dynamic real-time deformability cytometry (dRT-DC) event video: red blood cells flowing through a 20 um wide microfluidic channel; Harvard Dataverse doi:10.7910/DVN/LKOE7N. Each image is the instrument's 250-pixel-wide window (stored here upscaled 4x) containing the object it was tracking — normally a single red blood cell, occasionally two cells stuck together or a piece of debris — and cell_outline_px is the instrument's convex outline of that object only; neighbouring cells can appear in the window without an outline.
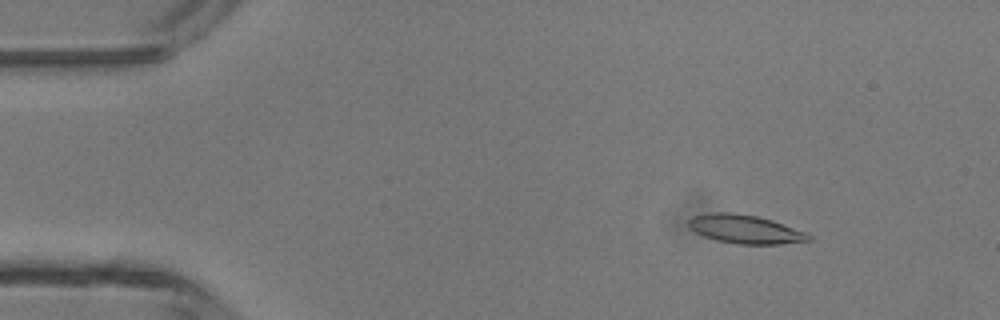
{"species": "common noctule bat (a hibernating species)", "species_latin": "Nyctalus noctula", "temperature_condition": "room temperature", "stored_images_in_passage": 46, "camera_frame_rate_fps": 3000, "um_per_image_px": 0.085, "animal": {"sex": "male", "body_mass_g": 13.3}, "frame": {"image": 1, "passage_image": 5, "time_ms": 1.333, "image_size_px": [1000, 320], "cell_outline_px": [[812, 240], [780, 244], [740, 244], [716, 240], [704, 236], [696, 232], [688, 224], [688, 220], [692, 216], [712, 212], [728, 212], [756, 216], [772, 220], [804, 232], [812, 236]], "centroid_in_image_um": [63.33, 19.48], "position_along_channel_um": 21.7, "area_um2": 19.77}}
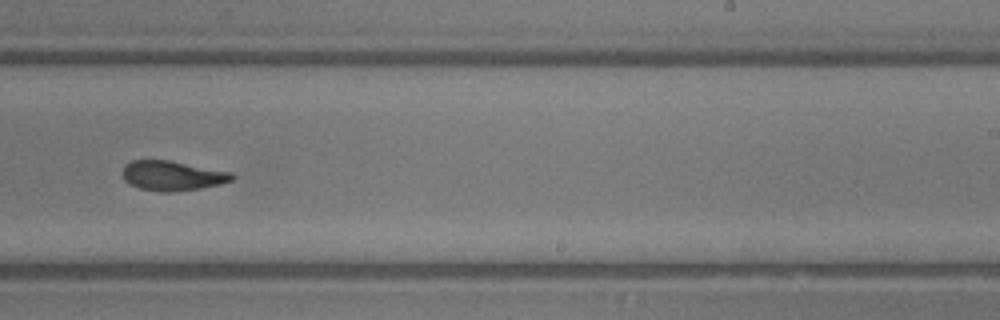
{"frame": {"image": 2, "passage_image": 28, "time_ms": 9.0, "image_size_px": [1000, 320], "cell_outline_px": [[236, 176], [232, 180], [220, 184], [200, 188], [172, 192], [160, 192], [140, 188], [124, 180], [124, 164], [132, 160], [168, 160], [232, 172]], "centroid_in_image_um": [14.67, 14.93], "position_along_channel_um": 274.3, "area_um2": 18.84}}
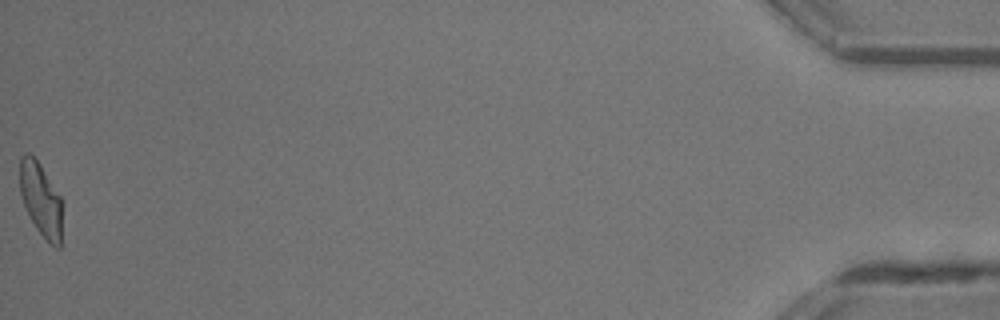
{"frame": {"image": 3, "passage_image": 46, "time_ms": 15.0, "image_size_px": [1000, 320], "cell_outline_px": [[60, 248], [56, 248], [48, 244], [36, 228], [24, 204], [20, 192], [20, 156], [24, 152], [28, 152], [40, 164], [60, 196]], "centroid_in_image_um": [3.44, 16.95], "position_along_channel_um": 431.8, "area_um2": 17.74}, "authors_computed_cell_mechanics": {"area_um2": 19.5075, "velocity_mm_per_s": 4.3921, "shape_relaxation_time_tau1_ms": 7.4865, "shape_relaxation_time_tau2_ms": 3.6144, "deformation_change_tau1": 0.2268, "deformation_change_tau2": 0.1221}}